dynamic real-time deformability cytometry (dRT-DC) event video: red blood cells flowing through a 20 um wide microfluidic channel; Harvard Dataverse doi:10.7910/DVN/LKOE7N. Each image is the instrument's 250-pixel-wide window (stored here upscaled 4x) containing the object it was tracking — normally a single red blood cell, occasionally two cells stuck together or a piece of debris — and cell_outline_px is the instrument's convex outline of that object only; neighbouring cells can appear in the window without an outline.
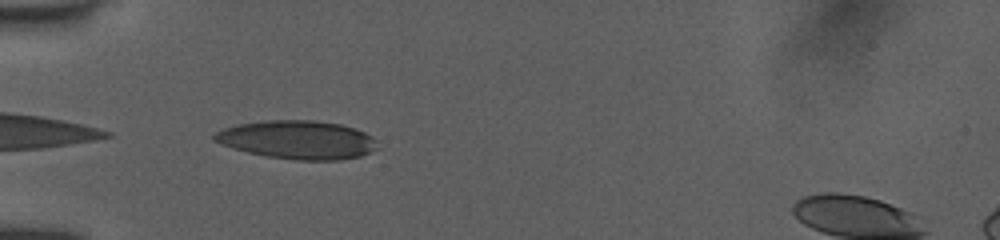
{"species": "human", "species_latin": "Homo sapiens", "temperature_condition": "room temperature", "stored_images_in_passage": 42, "camera_frame_rate_fps": 3000, "um_per_image_px": 0.085, "donor": {"sex": "female"}, "frame": {"image": 1, "passage_image": 1, "time_ms": 0.0, "image_size_px": [1000, 240], "cell_outline_px": [[376, 148], [360, 156], [340, 160], [296, 160], [268, 156], [248, 152], [232, 148], [220, 144], [212, 140], [212, 136], [216, 132], [224, 128], [236, 124], [264, 120], [316, 120], [340, 124], [356, 128], [372, 136], [376, 140]], "centroid_in_image_um": [25.26, 11.87], "position_along_channel_um": 59.7, "area_um2": 36.65}}
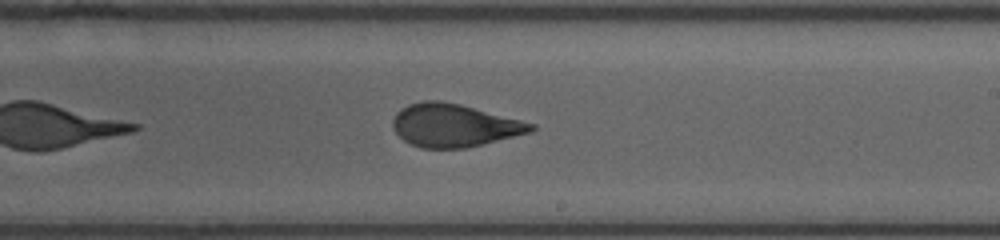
{"frame": {"image": 2, "passage_image": 17, "time_ms": 5.0, "image_size_px": [1000, 240], "cell_outline_px": [[536, 128], [528, 132], [464, 148], [420, 148], [404, 140], [392, 128], [392, 120], [396, 112], [400, 108], [408, 104], [424, 100], [440, 100], [460, 104], [536, 124]], "centroid_in_image_um": [38.53, 10.64], "position_along_channel_um": 250.5, "area_um2": 34.22}}
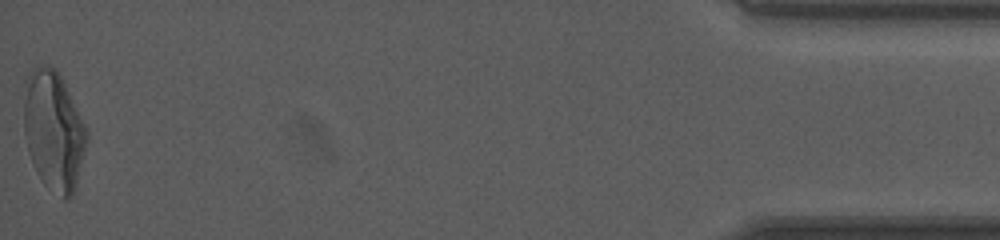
{"frame": {"image": 3, "passage_image": 41, "time_ms": 11.667, "image_size_px": [1000, 240], "cell_outline_px": [[88, 136], [72, 196], [68, 200], [64, 200], [44, 184], [40, 180], [36, 172], [28, 152], [24, 132], [24, 100], [28, 72], [32, 68], [56, 68], [88, 132]], "centroid_in_image_um": [4.53, 11.16], "position_along_channel_um": 430.7, "area_um2": 42.83}, "authors_computed_cell_mechanics": {"area_um2": 35.9805, "velocity_mm_per_s": 3.9815, "shape_relaxation_time_tau1_ms": 5.3227, "shape_relaxation_time_tau2_ms": 1.1213, "deformation_change_tau1": 0.173, "deformation_change_tau2": 0.0865}}